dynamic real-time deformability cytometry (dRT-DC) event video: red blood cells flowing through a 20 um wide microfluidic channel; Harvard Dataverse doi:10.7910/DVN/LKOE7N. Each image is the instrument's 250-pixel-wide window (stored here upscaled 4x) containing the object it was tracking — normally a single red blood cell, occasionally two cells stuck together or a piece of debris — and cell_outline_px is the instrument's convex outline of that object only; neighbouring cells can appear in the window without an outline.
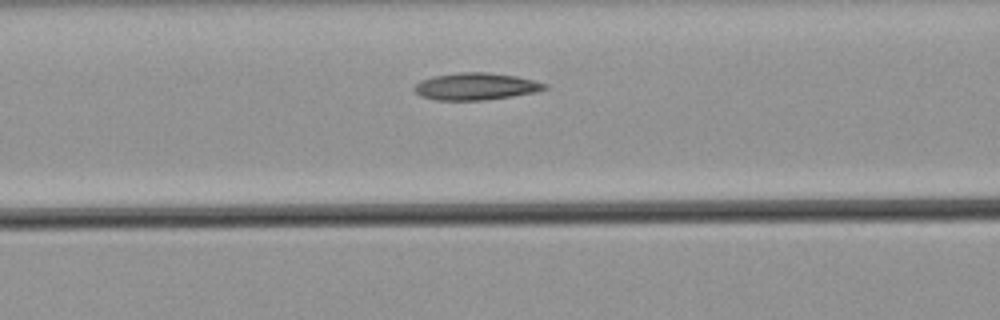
{"species": "common noctule bat (a hibernating species)", "species_latin": "Nyctalus noctula", "temperature_condition": "warm", "stored_images_in_passage": 18, "camera_frame_rate_fps": 3000, "um_per_image_px": 0.085, "animal": {"sex": "male", "body_mass_g": 21.5, "forearm_length_mm": 52.0}, "frame": {"image": 1, "passage_image": 16, "time_ms": 5.0, "image_size_px": [1000, 320], "cell_outline_px": [[548, 88], [536, 92], [512, 96], [484, 100], [436, 100], [420, 96], [412, 88], [420, 80], [432, 76], [460, 72], [488, 72], [516, 76], [548, 84]], "centroid_in_image_um": [40.43, 7.34], "position_along_channel_um": 126.2, "area_um2": 20.63}}